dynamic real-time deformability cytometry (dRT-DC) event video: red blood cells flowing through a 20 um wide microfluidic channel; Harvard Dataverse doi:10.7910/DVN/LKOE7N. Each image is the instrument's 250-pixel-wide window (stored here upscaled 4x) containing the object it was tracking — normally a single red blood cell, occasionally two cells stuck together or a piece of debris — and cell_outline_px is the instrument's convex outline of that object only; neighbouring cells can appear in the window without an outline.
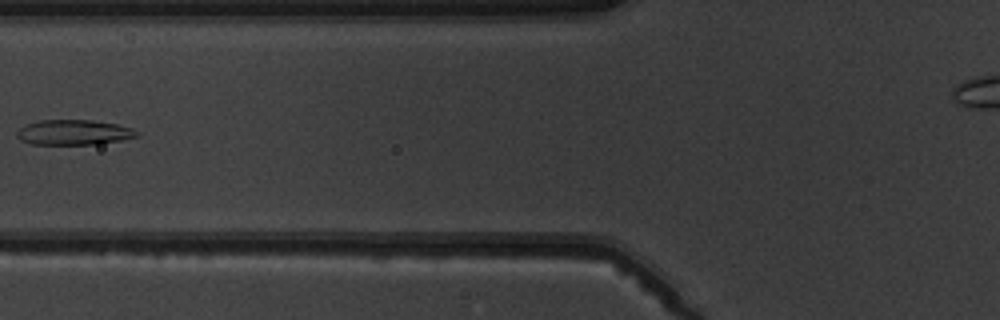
{"species": "common noctule bat (a hibernating species)", "species_latin": "Nyctalus noctula", "temperature_condition": "warm", "stored_images_in_passage": 7, "camera_frame_rate_fps": 3000, "um_per_image_px": 0.085, "animal": {"sex": "male", "body_mass_g": 19.5, "forearm_length_mm": 54.6}, "frame": {"image": 1, "passage_image": 6, "time_ms": 6.0, "image_size_px": [1000, 320], "cell_outline_px": [[140, 136], [120, 140], [96, 144], [32, 144], [20, 140], [16, 136], [16, 132], [20, 128], [28, 124], [40, 120], [92, 120], [116, 124], [132, 128], [140, 132]], "centroid_in_image_um": [6.29, 11.25], "position_along_channel_um": 119.5, "area_um2": 17.51}}
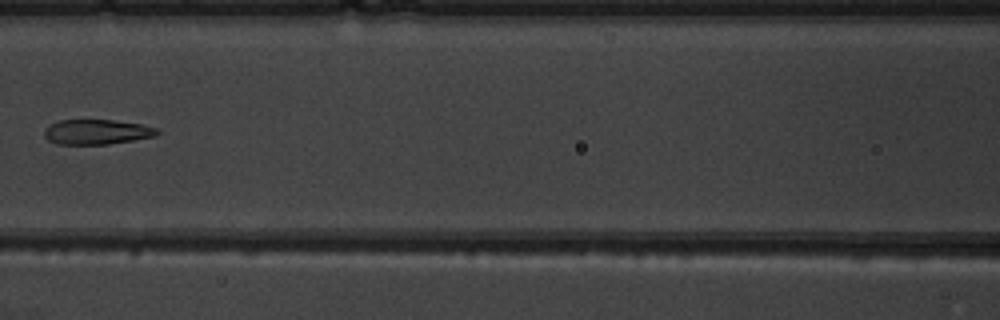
{"frame": {"image": 2, "passage_image": 7, "time_ms": 7.0, "image_size_px": [1000, 320], "cell_outline_px": [[160, 132], [156, 136], [108, 144], [56, 144], [48, 140], [44, 136], [44, 128], [48, 124], [60, 120], [116, 120], [140, 124], [156, 128]], "centroid_in_image_um": [8.19, 11.21], "position_along_channel_um": 158.4, "area_um2": 16.47}}